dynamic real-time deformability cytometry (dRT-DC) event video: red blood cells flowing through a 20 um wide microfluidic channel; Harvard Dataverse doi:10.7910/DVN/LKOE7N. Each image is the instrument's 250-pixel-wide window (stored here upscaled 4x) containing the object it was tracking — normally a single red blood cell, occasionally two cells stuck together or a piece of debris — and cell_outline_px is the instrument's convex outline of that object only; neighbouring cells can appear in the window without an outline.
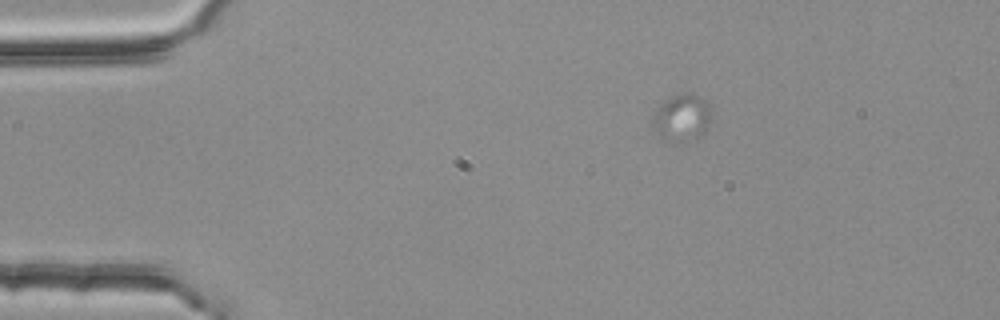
{"species": "common noctule bat (a hibernating species)", "species_latin": "Nyctalus noctula", "temperature_condition": "room temperature", "stored_images_in_passage": 2, "camera_frame_rate_fps": 3000, "um_per_image_px": 0.085, "animal": {"sex": "female", "body_mass_g": 25.1}, "frame": {"image": 1, "passage_image": 1, "time_ms": 0.0, "image_size_px": [1000, 320], "cell_outline_px": [[712, 112], [708, 124], [704, 132], [696, 140], [676, 144], [660, 140], [652, 128], [652, 116], [656, 108], [664, 100], [672, 96], [684, 92], [688, 92], [700, 96], [712, 108]], "centroid_in_image_um": [57.92, 10.05], "position_along_channel_um": 27.1, "area_um2": 16.94}}